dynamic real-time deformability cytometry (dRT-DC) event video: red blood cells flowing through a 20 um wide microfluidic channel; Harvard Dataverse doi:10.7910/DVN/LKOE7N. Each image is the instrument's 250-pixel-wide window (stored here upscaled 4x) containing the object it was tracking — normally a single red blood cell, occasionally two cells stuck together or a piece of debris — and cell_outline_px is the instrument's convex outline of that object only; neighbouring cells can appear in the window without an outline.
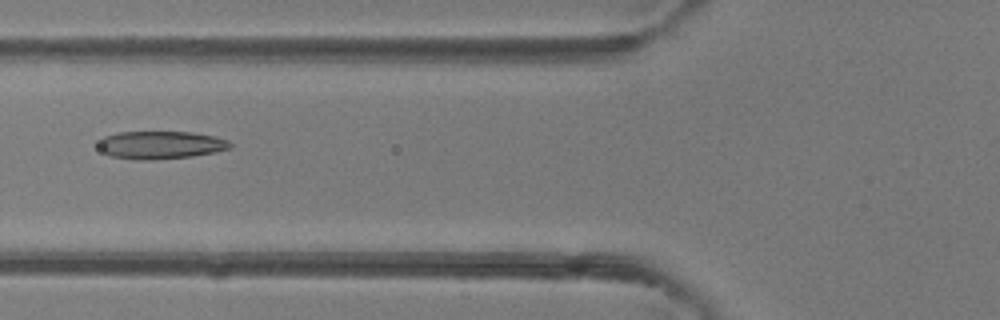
{"species": "common noctule bat (a hibernating species)", "species_latin": "Nyctalus noctula", "temperature_condition": "room temperature", "stored_images_in_passage": 5, "camera_frame_rate_fps": 3000, "um_per_image_px": 0.085, "animal": {"sex": "female"}, "frame": {"image": 1, "passage_image": 5, "time_ms": 4.333, "image_size_px": [1000, 320], "cell_outline_px": [[232, 148], [216, 152], [192, 156], [148, 160], [144, 160], [112, 156], [104, 152], [96, 144], [104, 136], [116, 132], [192, 132], [216, 136], [228, 140], [232, 144]], "centroid_in_image_um": [13.69, 12.31], "position_along_channel_um": 112.1, "area_um2": 21.39}}